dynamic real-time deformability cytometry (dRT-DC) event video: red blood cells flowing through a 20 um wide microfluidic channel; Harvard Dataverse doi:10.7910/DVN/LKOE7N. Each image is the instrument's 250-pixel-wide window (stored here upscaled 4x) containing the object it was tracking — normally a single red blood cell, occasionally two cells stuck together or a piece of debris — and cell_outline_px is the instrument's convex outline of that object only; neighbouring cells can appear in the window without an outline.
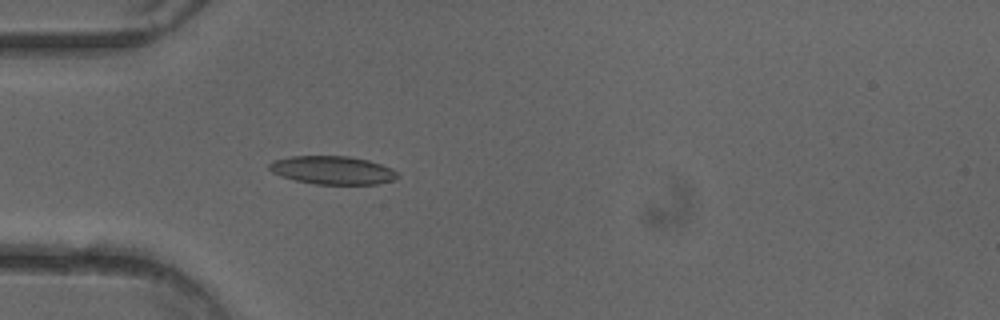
{"species": "common noctule bat (a hibernating species)", "species_latin": "Nyctalus noctula", "temperature_condition": "cold", "stored_images_in_passage": 37, "camera_frame_rate_fps": 3000, "um_per_image_px": 0.085, "animal": {"sex": "female"}, "frame": {"image": 1, "passage_image": 1, "time_ms": 0.0, "image_size_px": [1000, 320], "cell_outline_px": [[400, 176], [396, 180], [376, 184], [316, 184], [296, 180], [280, 176], [272, 172], [268, 168], [268, 164], [272, 160], [288, 156], [348, 156], [368, 160], [392, 168]], "centroid_in_image_um": [28.25, 14.46], "position_along_channel_um": 56.7, "area_um2": 21.27}}
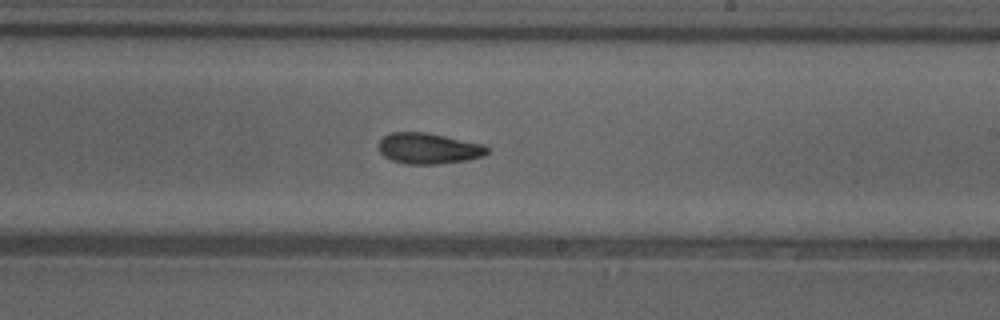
{"frame": {"image": 2, "passage_image": 16, "time_ms": 5.0, "image_size_px": [1000, 320], "cell_outline_px": [[488, 152], [484, 156], [468, 160], [436, 164], [404, 164], [392, 160], [384, 156], [380, 152], [380, 140], [384, 136], [392, 132], [424, 132], [484, 144], [488, 148]], "centroid_in_image_um": [36.44, 12.62], "position_along_channel_um": 252.6, "area_um2": 19.42}}
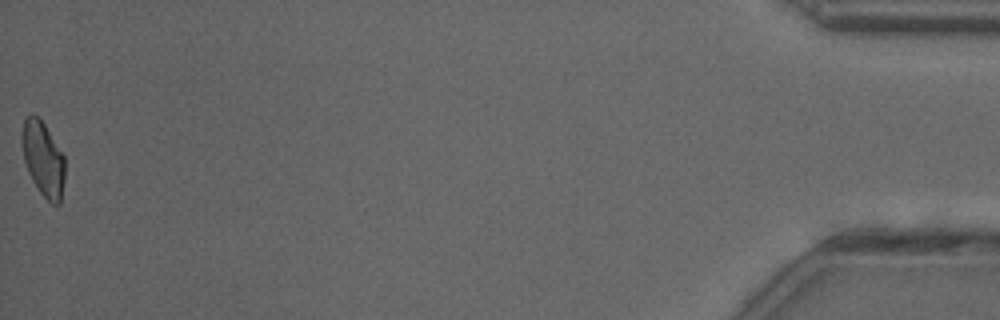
{"frame": {"image": 3, "passage_image": 37, "time_ms": 12.0, "image_size_px": [1000, 320], "cell_outline_px": [[64, 180], [60, 204], [52, 204], [40, 192], [32, 180], [28, 172], [24, 160], [20, 140], [20, 132], [24, 120], [32, 112], [44, 124], [64, 156]], "centroid_in_image_um": [3.63, 13.49], "position_along_channel_um": 431.6, "area_um2": 18.67}, "authors_computed_cell_mechanics": {"area_um2": 19.4786, "velocity_mm_per_s": 4.0215, "shape_relaxation_time_tau1_ms": null, "shape_relaxation_time_tau2_ms": 3.1745, "deformation_change_tau1": null, "deformation_change_tau2": 0.0999}}